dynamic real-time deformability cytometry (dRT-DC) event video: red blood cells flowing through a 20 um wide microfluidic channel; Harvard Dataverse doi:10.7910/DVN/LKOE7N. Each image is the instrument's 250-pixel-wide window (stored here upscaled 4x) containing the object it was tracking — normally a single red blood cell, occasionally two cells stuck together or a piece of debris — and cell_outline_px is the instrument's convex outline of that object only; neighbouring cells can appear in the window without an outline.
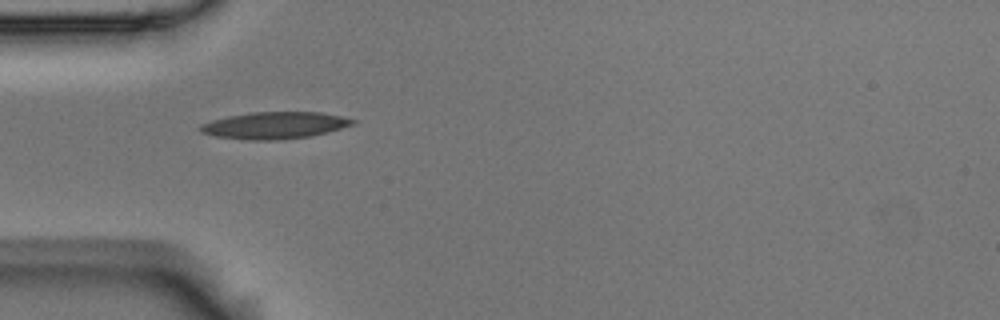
{"species": "Egyptian fruit bat (a non-hibernating species)", "species_latin": "Rousettus aegyptiacus", "temperature_condition": "room temperature", "stored_images_in_passage": 40, "camera_frame_rate_fps": 3000, "um_per_image_px": 0.085, "animal": {"sex": "male"}, "frame": {"image": 1, "passage_image": 1, "time_ms": 0.0, "image_size_px": [1000, 320], "cell_outline_px": [[356, 124], [328, 132], [312, 136], [276, 140], [244, 140], [216, 136], [200, 132], [196, 128], [200, 124], [212, 120], [228, 116], [252, 112], [320, 112], [340, 116], [356, 120]], "centroid_in_image_um": [23.33, 10.66], "position_along_channel_um": 61.7, "area_um2": 24.04}}
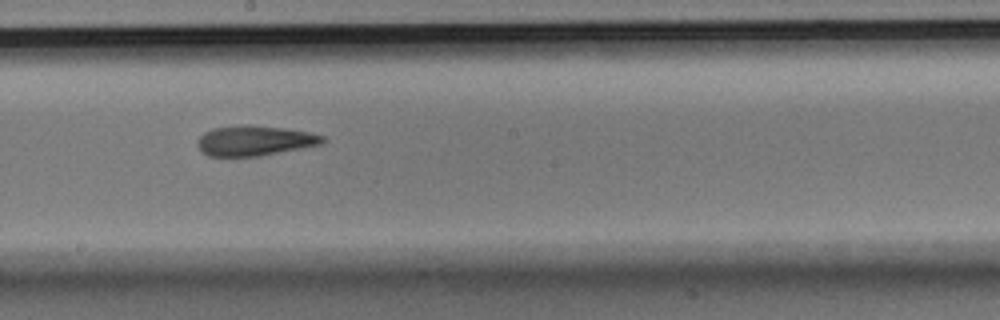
{"frame": {"image": 2, "passage_image": 15, "time_ms": 4.667, "image_size_px": [1000, 320], "cell_outline_px": [[328, 140], [320, 144], [260, 156], [208, 156], [200, 152], [196, 144], [196, 140], [204, 132], [212, 128], [240, 124], [248, 124], [284, 128], [308, 132], [324, 136]], "centroid_in_image_um": [21.58, 11.94], "position_along_channel_um": 226.6, "area_um2": 22.2}}
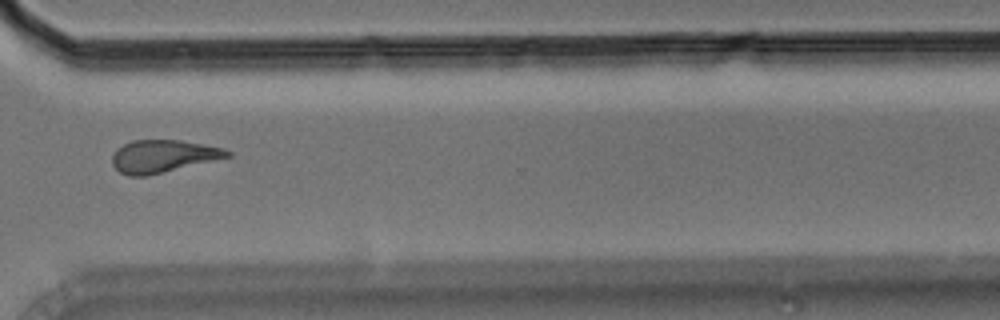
{"frame": {"image": 3, "passage_image": 26, "time_ms": 8.333, "image_size_px": [1000, 320], "cell_outline_px": [[232, 156], [148, 176], [128, 176], [120, 172], [112, 164], [112, 156], [124, 144], [132, 140], [180, 140], [224, 148], [232, 152]], "centroid_in_image_um": [13.88, 13.28], "position_along_channel_um": 356.7, "area_um2": 21.73}, "authors_computed_cell_mechanics": {"area_um2": 22.0796, "velocity_mm_per_s": 3.5554, "shape_relaxation_time_tau1_ms": 9.6528, "shape_relaxation_time_tau2_ms": 3.994, "deformation_change_tau1": 0.2471, "deformation_change_tau2": 0.1362}}